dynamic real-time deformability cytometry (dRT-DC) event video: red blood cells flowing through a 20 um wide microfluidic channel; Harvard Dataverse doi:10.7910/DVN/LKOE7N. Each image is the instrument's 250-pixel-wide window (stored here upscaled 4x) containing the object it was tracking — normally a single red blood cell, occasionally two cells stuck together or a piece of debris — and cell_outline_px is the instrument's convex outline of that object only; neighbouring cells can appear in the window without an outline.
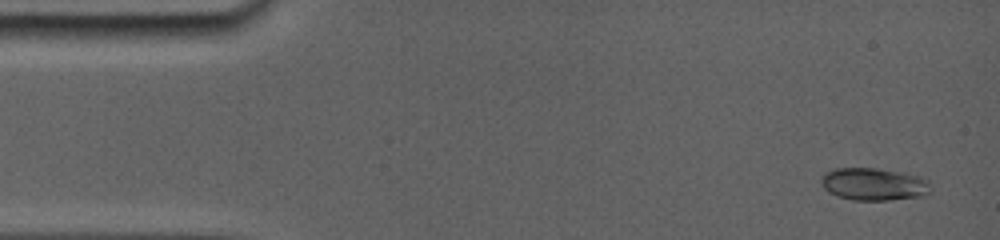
{"species": "common noctule bat (a hibernating species)", "species_latin": "Nyctalus noctula", "temperature_condition": "room temperature", "stored_images_in_passage": 8, "camera_frame_rate_fps": 5000, "um_per_image_px": 0.085, "animal": {"sex": "female", "body_mass_g": 19.0, "forearm_length_mm": 56.7}, "frame": {"image": 1, "passage_image": 1, "time_ms": 0.0, "image_size_px": [1000, 240], "cell_outline_px": [[928, 192], [924, 196], [892, 200], [852, 200], [836, 196], [828, 192], [824, 188], [820, 180], [828, 172], [840, 168], [872, 168], [916, 176], [924, 184]], "centroid_in_image_um": [74.15, 15.69], "position_along_channel_um": 10.9, "area_um2": 19.83}}
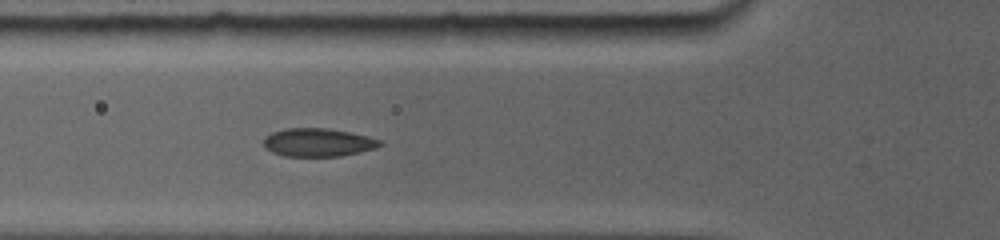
{"frame": {"image": 2, "passage_image": 6, "time_ms": 5.0, "image_size_px": [1000, 240], "cell_outline_px": [[380, 144], [372, 148], [340, 156], [284, 156], [272, 152], [264, 144], [264, 140], [272, 132], [288, 128], [324, 128], [348, 132], [380, 140]], "centroid_in_image_um": [26.97, 12.1], "position_along_channel_um": 98.8, "area_um2": 18.44}}
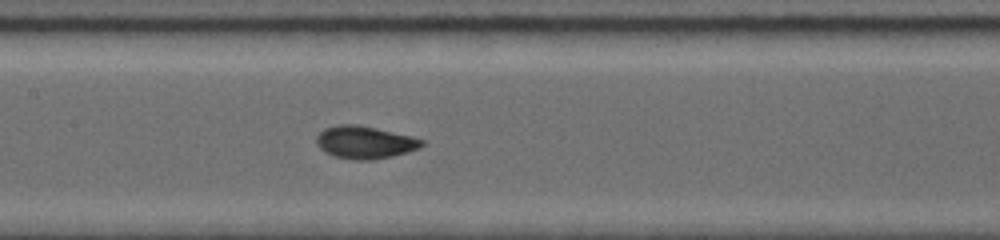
{"frame": {"image": 3, "passage_image": 8, "time_ms": 7.0, "image_size_px": [1000, 240], "cell_outline_px": [[424, 144], [408, 152], [392, 156], [368, 160], [352, 160], [336, 156], [324, 152], [320, 148], [316, 140], [316, 136], [320, 132], [328, 128], [340, 124], [352, 124], [372, 128], [408, 136], [424, 140]], "centroid_in_image_um": [30.97, 12.12], "position_along_channel_um": 176.4, "area_um2": 19.36}}